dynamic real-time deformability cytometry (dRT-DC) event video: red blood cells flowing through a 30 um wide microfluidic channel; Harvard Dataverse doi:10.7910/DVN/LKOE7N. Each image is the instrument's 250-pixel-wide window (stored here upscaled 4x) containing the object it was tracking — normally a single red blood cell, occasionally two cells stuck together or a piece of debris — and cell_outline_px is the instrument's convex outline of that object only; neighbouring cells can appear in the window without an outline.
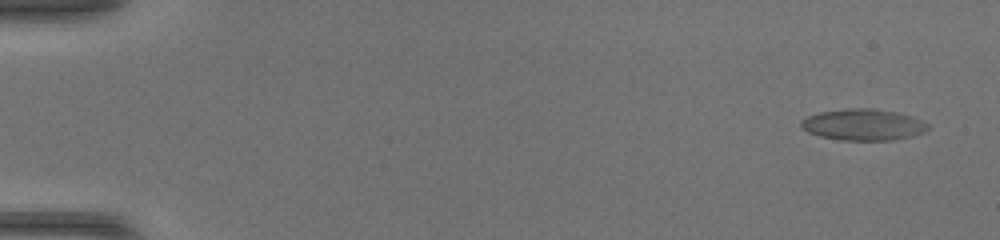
{"species": "common noctule bat (a hibernating species)", "species_latin": "Nyctalus noctula", "temperature_condition": "warm", "stored_images_in_passage": 50, "camera_frame_rate_fps": 3000, "um_per_image_px": 0.085, "animal": {"sex": "female", "body_mass_g": 17.0, "forearm_length_mm": 48.0}, "frame": {"image": 1, "passage_image": 2, "time_ms": 0.333, "image_size_px": [1000, 240], "cell_outline_px": [[932, 128], [924, 132], [912, 136], [896, 140], [840, 140], [820, 136], [808, 132], [800, 128], [800, 120], [808, 116], [820, 112], [848, 108], [872, 108], [896, 112], [912, 116], [928, 124]], "centroid_in_image_um": [73.38, 10.6], "position_along_channel_um": 11.6, "area_um2": 23.35}}
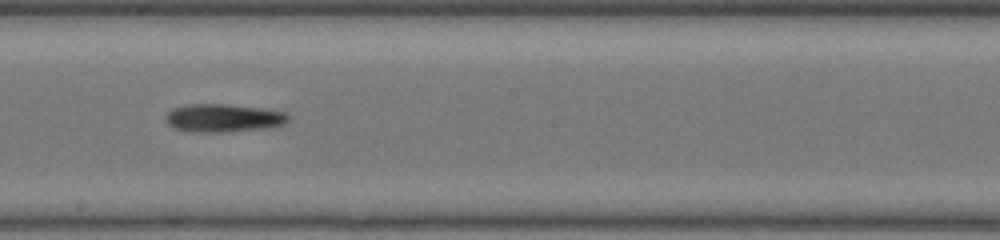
{"frame": {"image": 2, "passage_image": 29, "time_ms": 9.333, "image_size_px": [1000, 240], "cell_outline_px": [[292, 116], [284, 124], [272, 128], [224, 132], [192, 132], [172, 128], [164, 120], [164, 116], [172, 108], [188, 104], [228, 104], [264, 108], [288, 112]], "centroid_in_image_um": [19.02, 10.03], "position_along_channel_um": 229.2, "area_um2": 20.69}}
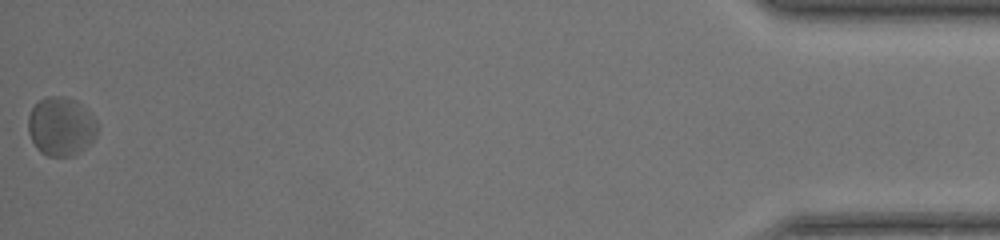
{"frame": {"image": 3, "passage_image": 50, "time_ms": 16.333, "image_size_px": [1000, 240], "cell_outline_px": [[96, 136], [80, 152], [72, 156], [48, 156], [40, 152], [36, 148], [28, 132], [28, 116], [32, 108], [40, 100], [48, 96], [64, 96], [76, 100], [96, 120]], "centroid_in_image_um": [5.16, 10.75], "position_along_channel_um": 430.0, "area_um2": 23.52}, "authors_computed_cell_mechanics": {"area_um2": 21.097, "velocity_mm_per_s": 4.1803, "shape_relaxation_time_tau1_ms": 1.4328, "shape_relaxation_time_tau2_ms": null, "deformation_change_tau1": 0.0834, "deformation_change_tau2": null}}